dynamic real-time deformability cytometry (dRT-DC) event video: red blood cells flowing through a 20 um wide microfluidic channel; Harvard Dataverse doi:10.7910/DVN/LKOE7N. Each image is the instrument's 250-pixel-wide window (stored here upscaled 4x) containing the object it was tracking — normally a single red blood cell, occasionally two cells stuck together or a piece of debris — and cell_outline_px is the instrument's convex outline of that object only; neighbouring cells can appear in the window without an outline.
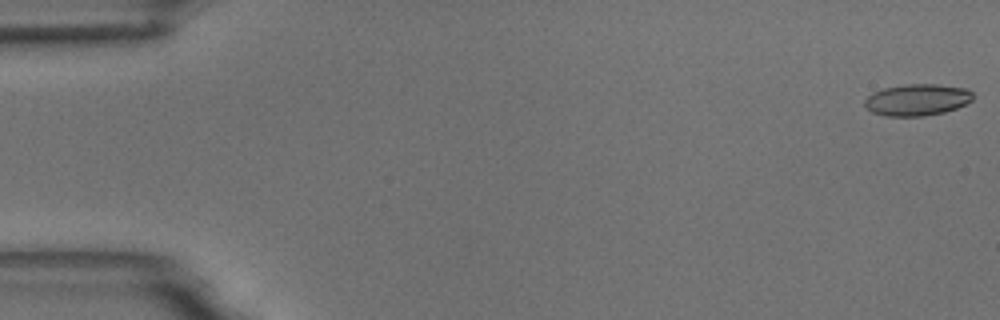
{"species": "common noctule bat (a hibernating species)", "species_latin": "Nyctalus noctula", "temperature_condition": "room temperature", "stored_images_in_passage": 56, "camera_frame_rate_fps": 3000, "um_per_image_px": 0.085, "animal": {"sex": "male", "body_mass_g": 18.8}, "frame": {"image": 1, "passage_image": 1, "time_ms": 0.0, "image_size_px": [1000, 320], "cell_outline_px": [[972, 100], [956, 108], [944, 112], [924, 116], [884, 116], [872, 112], [864, 104], [864, 100], [872, 92], [884, 88], [904, 84], [936, 84], [968, 88], [972, 92]], "centroid_in_image_um": [77.94, 8.48], "position_along_channel_um": 7.1, "area_um2": 20.0}}
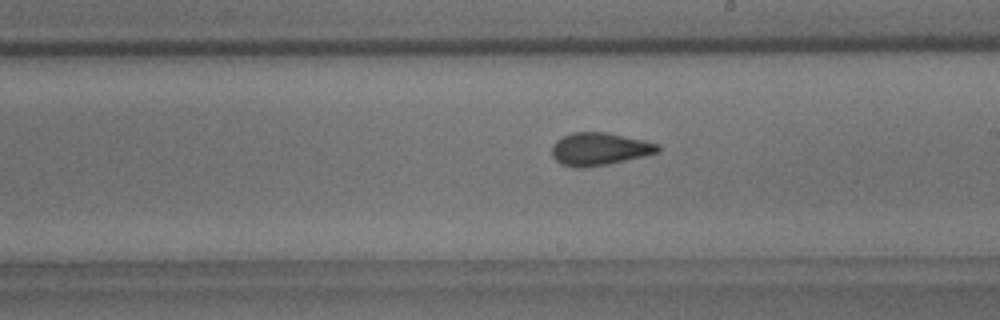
{"frame": {"image": 2, "passage_image": 32, "time_ms": 10.333, "image_size_px": [1000, 320], "cell_outline_px": [[660, 152], [644, 156], [608, 164], [584, 168], [576, 168], [560, 164], [552, 156], [552, 144], [556, 140], [572, 132], [608, 132], [644, 140], [660, 144]], "centroid_in_image_um": [50.96, 12.67], "position_along_channel_um": 238.0, "area_um2": 20.4}}
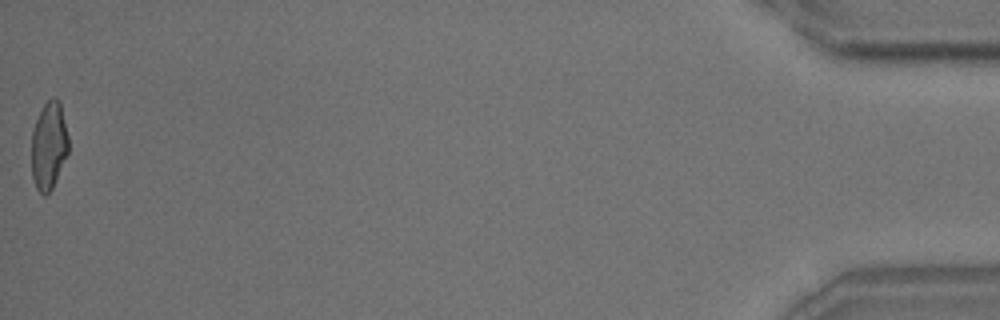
{"frame": {"image": 3, "passage_image": 56, "time_ms": 18.333, "image_size_px": [1000, 320], "cell_outline_px": [[68, 152], [52, 188], [44, 196], [36, 188], [32, 176], [32, 128], [44, 104], [52, 96], [60, 100], [68, 136]], "centroid_in_image_um": [4.15, 12.35], "position_along_channel_um": 431.1, "area_um2": 18.79}, "authors_computed_cell_mechanics": {"area_um2": 19.8832, "velocity_mm_per_s": 3.6237, "shape_relaxation_time_tau1_ms": 7.1393, "shape_relaxation_time_tau2_ms": 1.4586, "deformation_change_tau1": 0.1634, "deformation_change_tau2": 0.0813}}